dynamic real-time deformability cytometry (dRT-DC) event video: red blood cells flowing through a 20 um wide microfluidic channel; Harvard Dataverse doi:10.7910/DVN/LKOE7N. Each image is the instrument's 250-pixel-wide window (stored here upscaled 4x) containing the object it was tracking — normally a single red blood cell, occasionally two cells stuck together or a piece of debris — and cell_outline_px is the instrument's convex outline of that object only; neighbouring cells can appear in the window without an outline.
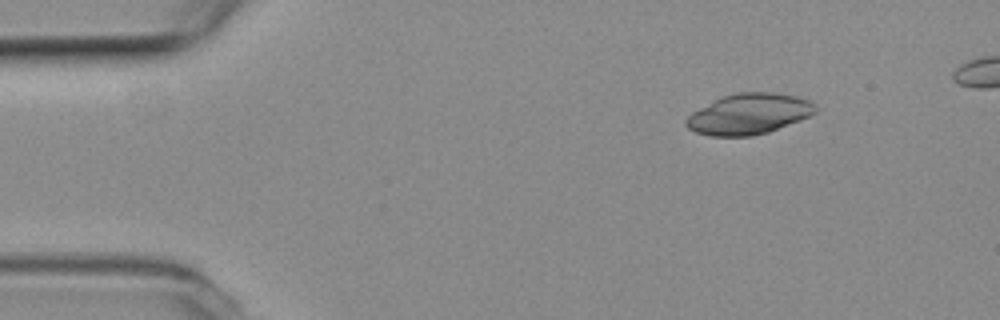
{"species": "common noctule bat (a hibernating species)", "species_latin": "Nyctalus noctula", "temperature_condition": "room temperature", "stored_images_in_passage": 8, "camera_frame_rate_fps": 3000, "um_per_image_px": 0.085, "animal": {"sex": "female", "body_mass_g": 19.3, "forearm_length_mm": 54.1}, "frame": {"image": 1, "passage_image": 1, "time_ms": 0.0, "image_size_px": [1000, 320], "cell_outline_px": [[816, 112], [800, 120], [768, 132], [752, 136], [712, 136], [696, 132], [688, 128], [684, 124], [684, 120], [692, 112], [724, 96], [736, 92], [772, 92], [796, 96], [808, 100], [816, 104]], "centroid_in_image_um": [63.65, 9.69], "position_along_channel_um": 21.3, "area_um2": 30.46}}